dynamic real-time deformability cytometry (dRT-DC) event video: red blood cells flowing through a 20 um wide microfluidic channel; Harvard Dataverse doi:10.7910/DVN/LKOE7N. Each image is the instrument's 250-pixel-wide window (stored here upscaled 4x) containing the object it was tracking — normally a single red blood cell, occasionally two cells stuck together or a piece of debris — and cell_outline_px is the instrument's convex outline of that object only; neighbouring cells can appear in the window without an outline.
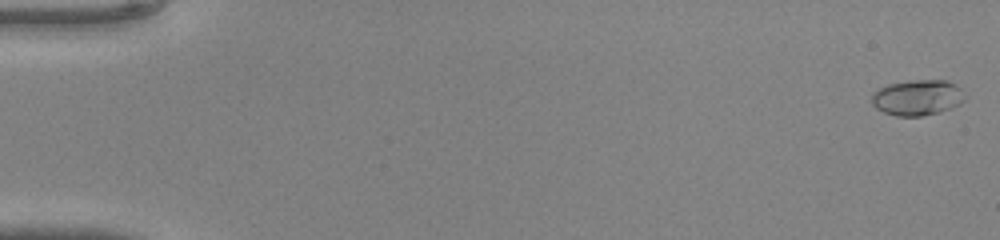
{"species": "common noctule bat (a hibernating species)", "species_latin": "Nyctalus noctula", "temperature_condition": "warm", "stored_images_in_passage": 47, "camera_frame_rate_fps": 3000, "um_per_image_px": 0.085, "animal": {"sex": "male", "body_mass_g": 20.0, "forearm_length_mm": 53.3}, "frame": {"image": 1, "passage_image": 1, "time_ms": 0.0, "image_size_px": [1000, 240], "cell_outline_px": [[968, 96], [960, 104], [952, 108], [940, 112], [920, 116], [896, 116], [884, 112], [876, 108], [872, 104], [872, 92], [876, 88], [888, 84], [908, 80], [948, 80], [956, 84]], "centroid_in_image_um": [78.0, 8.28], "position_along_channel_um": 7.0, "area_um2": 19.77}}
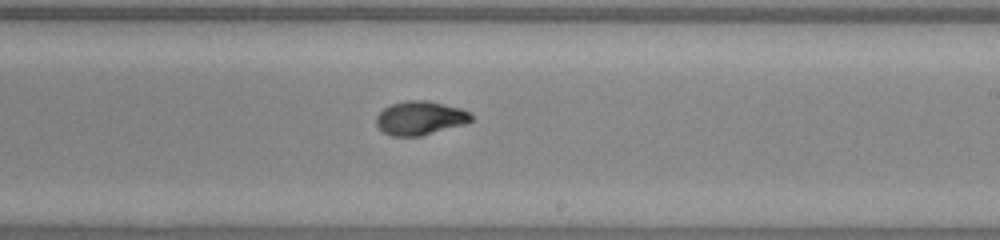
{"frame": {"image": 2, "passage_image": 29, "time_ms": 9.333, "image_size_px": [1000, 240], "cell_outline_px": [[472, 120], [464, 124], [420, 136], [392, 136], [384, 132], [376, 124], [376, 116], [384, 108], [392, 104], [404, 100], [428, 100], [460, 108], [468, 112], [472, 116]], "centroid_in_image_um": [35.69, 10.02], "position_along_channel_um": 253.3, "area_um2": 18.55}}
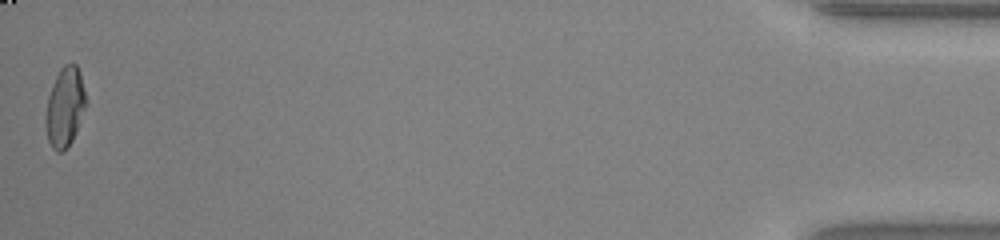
{"frame": {"image": 3, "passage_image": 47, "time_ms": 15.333, "image_size_px": [1000, 240], "cell_outline_px": [[84, 108], [76, 132], [72, 140], [60, 152], [56, 152], [52, 148], [48, 140], [44, 124], [44, 120], [48, 96], [52, 84], [60, 68], [64, 64], [76, 64], [80, 72], [84, 92]], "centroid_in_image_um": [5.47, 9.1], "position_along_channel_um": 429.7, "area_um2": 18.32}}